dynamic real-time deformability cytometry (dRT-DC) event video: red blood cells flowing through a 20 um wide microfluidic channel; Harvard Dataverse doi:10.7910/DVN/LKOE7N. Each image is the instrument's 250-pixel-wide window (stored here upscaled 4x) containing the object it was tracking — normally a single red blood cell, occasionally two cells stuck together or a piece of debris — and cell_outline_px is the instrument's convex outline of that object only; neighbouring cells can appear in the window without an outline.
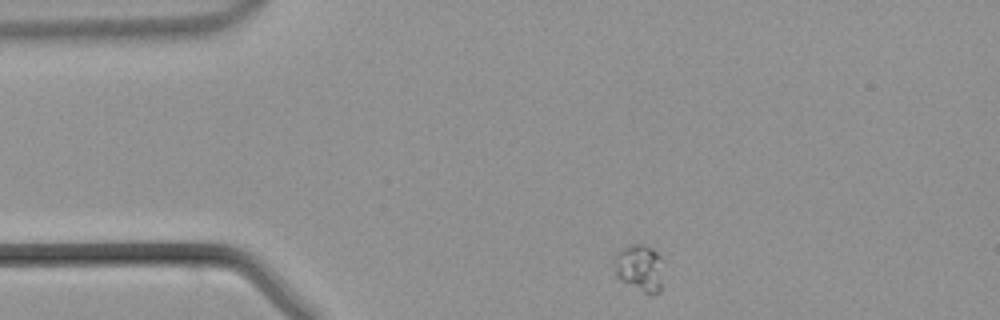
{"species": "common noctule bat (a hibernating species)", "species_latin": "Nyctalus noctula", "temperature_condition": "warm", "stored_images_in_passage": 30, "camera_frame_rate_fps": 3000, "um_per_image_px": 0.085, "animal": {"sex": "male", "body_mass_g": 21.5, "forearm_length_mm": 52.0}, "frame": {"image": 1, "passage_image": 1, "time_ms": 0.0, "image_size_px": [1000, 320], "cell_outline_px": [[660, 292], [652, 296], [620, 280], [616, 276], [612, 260], [620, 248], [632, 244], [640, 244], [652, 248], [660, 256]], "centroid_in_image_um": [54.3, 22.77], "position_along_channel_um": 30.7, "area_um2": 13.35}}
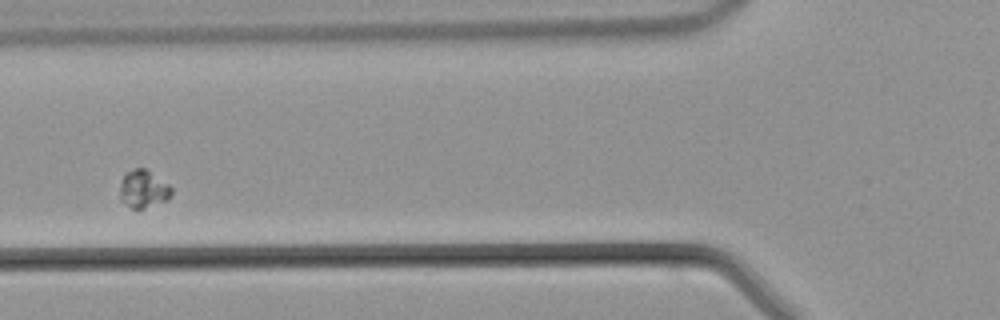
{"frame": {"image": 2, "passage_image": 10, "time_ms": 3.0, "image_size_px": [1000, 320], "cell_outline_px": [[172, 192], [168, 200], [144, 208], [132, 208], [120, 200], [120, 184], [124, 176], [128, 172], [136, 168], [144, 168], [168, 184], [172, 188]], "centroid_in_image_um": [12.19, 16.08], "position_along_channel_um": 113.6, "area_um2": 11.1}}
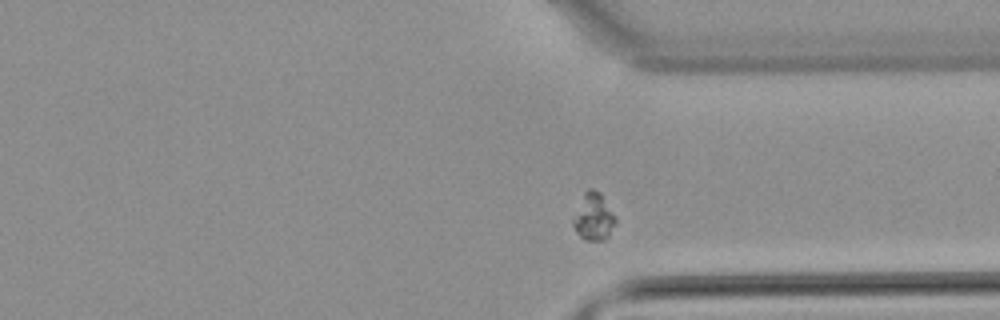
{"frame": {"image": 3, "passage_image": 27, "time_ms": 8.667, "image_size_px": [1000, 320], "cell_outline_px": [[616, 224], [608, 236], [604, 240], [584, 240], [576, 232], [572, 224], [572, 216], [584, 192], [588, 188], [592, 188], [600, 192], [612, 212], [616, 220]], "centroid_in_image_um": [50.42, 18.43], "position_along_channel_um": 361.0, "area_um2": 11.73}}